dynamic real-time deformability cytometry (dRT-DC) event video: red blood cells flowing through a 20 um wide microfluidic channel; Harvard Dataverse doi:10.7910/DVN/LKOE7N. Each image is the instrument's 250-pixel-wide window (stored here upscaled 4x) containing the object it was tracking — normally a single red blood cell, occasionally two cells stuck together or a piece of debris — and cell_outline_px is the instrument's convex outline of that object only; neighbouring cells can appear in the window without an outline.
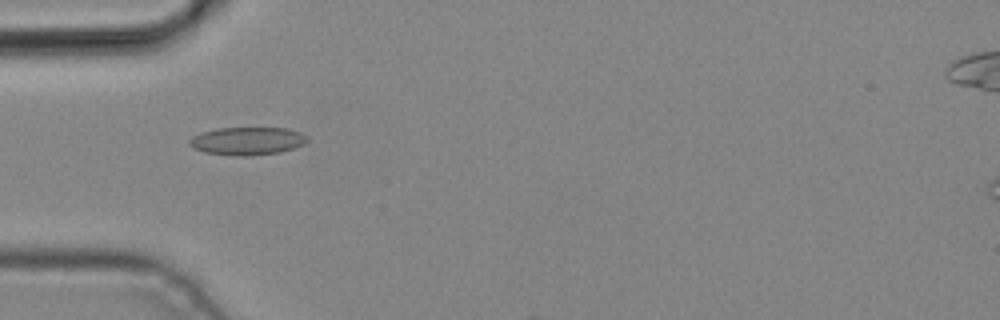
{"species": "common noctule bat (a hibernating species)", "species_latin": "Nyctalus noctula", "temperature_condition": "cold", "stored_images_in_passage": 2, "camera_frame_rate_fps": 3000, "um_per_image_px": 0.085, "animal": {"sex": "male", "body_mass_g": 19.2, "forearm_length_mm": 51.8}, "frame": {"image": 1, "passage_image": 2, "time_ms": 0.333, "image_size_px": [1000, 320], "cell_outline_px": [[308, 140], [304, 144], [280, 152], [248, 156], [236, 156], [204, 152], [192, 148], [188, 144], [188, 140], [192, 136], [200, 132], [216, 128], [288, 128], [300, 132], [308, 136]], "centroid_in_image_um": [20.98, 11.98], "position_along_channel_um": 64.0, "area_um2": 19.36}}